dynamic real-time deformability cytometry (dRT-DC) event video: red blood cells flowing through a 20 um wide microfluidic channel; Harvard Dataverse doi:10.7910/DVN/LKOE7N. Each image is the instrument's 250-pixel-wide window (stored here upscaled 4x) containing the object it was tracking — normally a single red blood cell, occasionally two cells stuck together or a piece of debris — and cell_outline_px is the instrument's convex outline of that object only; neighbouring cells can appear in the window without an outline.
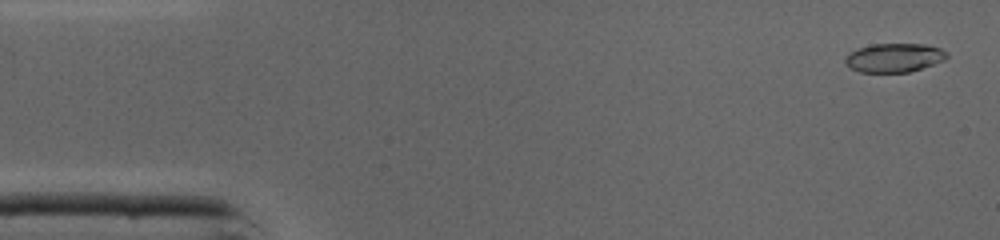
{"species": "common noctule bat (a hibernating species)", "species_latin": "Nyctalus noctula", "temperature_condition": "cold", "stored_images_in_passage": 46, "camera_frame_rate_fps": 3000, "um_per_image_px": 0.085, "animal": {"sex": "male", "body_mass_g": 19.0, "forearm_length_mm": 50.8}, "frame": {"image": 1, "passage_image": 2, "time_ms": 0.333, "image_size_px": [1000, 240], "cell_outline_px": [[948, 56], [944, 60], [908, 72], [860, 72], [852, 68], [844, 60], [848, 52], [856, 48], [872, 44], [924, 44], [940, 48], [948, 52]], "centroid_in_image_um": [75.99, 4.89], "position_along_channel_um": 9.0, "area_um2": 16.99}}
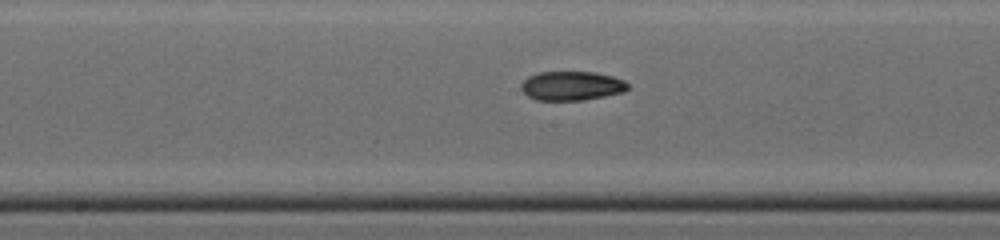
{"frame": {"image": 2, "passage_image": 23, "time_ms": 7.333, "image_size_px": [1000, 240], "cell_outline_px": [[628, 88], [624, 92], [584, 100], [536, 100], [528, 96], [520, 88], [520, 84], [528, 76], [540, 72], [596, 72], [612, 76], [624, 80], [628, 84]], "centroid_in_image_um": [48.58, 7.29], "position_along_channel_um": 199.6, "area_um2": 18.15}}
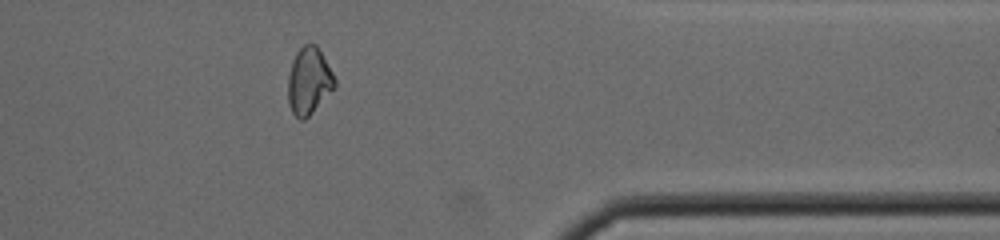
{"frame": {"image": 3, "passage_image": 37, "time_ms": 12.0, "image_size_px": [1000, 240], "cell_outline_px": [[336, 84], [312, 112], [304, 120], [300, 120], [292, 112], [288, 104], [288, 76], [292, 60], [296, 52], [304, 44], [316, 44], [332, 72], [336, 80]], "centroid_in_image_um": [26.22, 6.87], "position_along_channel_um": 385.2, "area_um2": 17.92}, "authors_computed_cell_mechanics": {"area_um2": 18.1203, "velocity_mm_per_s": 4.3736, "shape_relaxation_time_tau1_ms": 5.458, "shape_relaxation_time_tau2_ms": null, "deformation_change_tau1": 0.1749, "deformation_change_tau2": null}}